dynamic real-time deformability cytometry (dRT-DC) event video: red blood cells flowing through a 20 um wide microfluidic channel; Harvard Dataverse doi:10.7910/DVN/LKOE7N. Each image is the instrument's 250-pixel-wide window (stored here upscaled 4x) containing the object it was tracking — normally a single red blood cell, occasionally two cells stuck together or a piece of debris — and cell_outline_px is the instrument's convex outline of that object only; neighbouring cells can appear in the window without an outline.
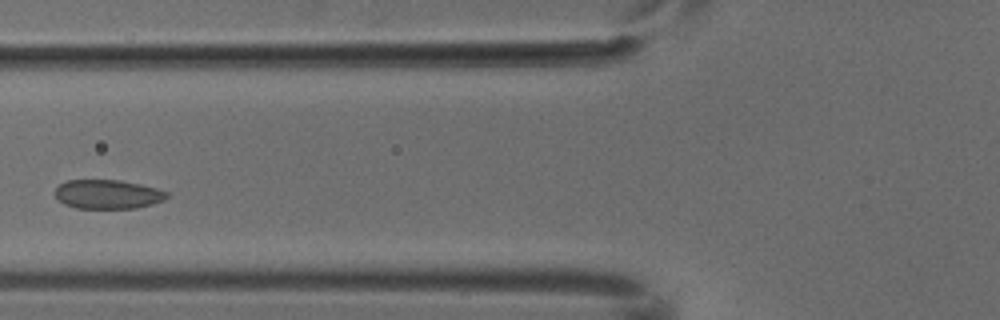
{"species": "common noctule bat (a hibernating species)", "species_latin": "Nyctalus noctula", "temperature_condition": "cold", "stored_images_in_passage": 2, "camera_frame_rate_fps": 3000, "um_per_image_px": 0.085, "animal": {"sex": "male", "body_mass_g": 18.8}, "frame": {"image": 1, "passage_image": 2, "time_ms": 0.333, "image_size_px": [1000, 320], "cell_outline_px": [[168, 196], [164, 200], [152, 204], [136, 208], [76, 208], [64, 204], [56, 196], [56, 188], [60, 184], [68, 180], [120, 180], [140, 184], [156, 188], [168, 192]], "centroid_in_image_um": [9.18, 16.51], "position_along_channel_um": 116.6, "area_um2": 18.84}}